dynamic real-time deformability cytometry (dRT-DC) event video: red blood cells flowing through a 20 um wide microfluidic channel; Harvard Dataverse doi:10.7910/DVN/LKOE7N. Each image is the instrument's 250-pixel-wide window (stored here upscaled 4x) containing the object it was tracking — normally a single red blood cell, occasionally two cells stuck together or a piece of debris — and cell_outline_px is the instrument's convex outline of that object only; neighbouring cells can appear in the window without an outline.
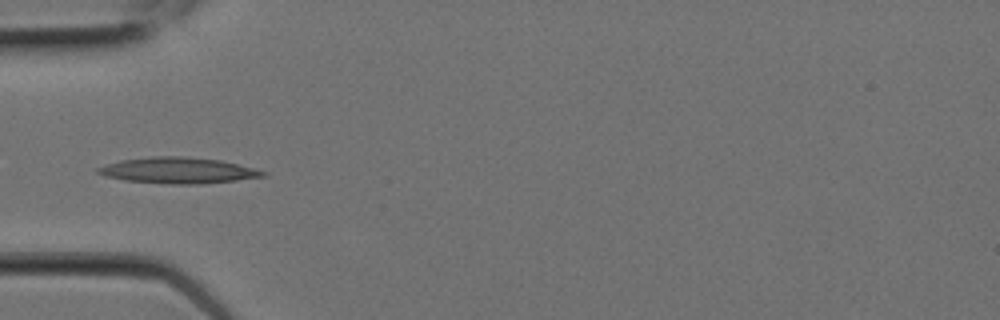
{"species": "Egyptian fruit bat (a non-hibernating species)", "species_latin": "Rousettus aegyptiacus", "temperature_condition": "room temperature", "stored_images_in_passage": 9, "camera_frame_rate_fps": 3000, "um_per_image_px": 0.085, "animal": {"sex": "female"}, "frame": {"image": 1, "passage_image": 6, "time_ms": 1.667, "image_size_px": [1000, 320], "cell_outline_px": [[268, 176], [236, 180], [200, 184], [172, 184], [124, 180], [104, 176], [96, 172], [96, 168], [104, 164], [120, 160], [152, 156], [184, 156], [220, 160], [268, 172]], "centroid_in_image_um": [15.1, 14.48], "position_along_channel_um": 69.9, "area_um2": 25.03}}
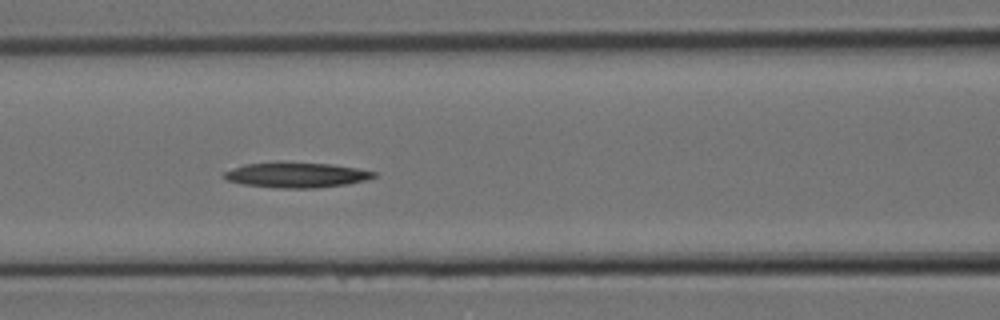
{"frame": {"image": 2, "passage_image": 8, "time_ms": 2.333, "image_size_px": [1000, 320], "cell_outline_px": [[376, 176], [364, 180], [348, 184], [316, 188], [280, 188], [244, 184], [228, 180], [220, 176], [224, 172], [232, 168], [244, 164], [276, 160], [332, 164], [356, 168], [376, 172]], "centroid_in_image_um": [25.14, 14.84], "position_along_channel_um": 141.5, "area_um2": 22.48}}
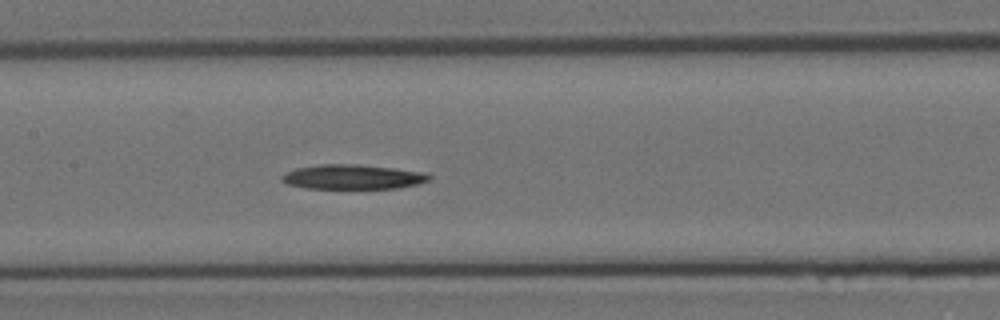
{"frame": {"image": 3, "passage_image": 9, "time_ms": 2.667, "image_size_px": [1000, 320], "cell_outline_px": [[432, 180], [416, 184], [396, 188], [308, 188], [288, 184], [280, 180], [280, 176], [296, 168], [320, 164], [356, 164], [392, 168], [424, 172], [432, 176]], "centroid_in_image_um": [29.99, 15.03], "position_along_channel_um": 177.4, "area_um2": 20.98}}